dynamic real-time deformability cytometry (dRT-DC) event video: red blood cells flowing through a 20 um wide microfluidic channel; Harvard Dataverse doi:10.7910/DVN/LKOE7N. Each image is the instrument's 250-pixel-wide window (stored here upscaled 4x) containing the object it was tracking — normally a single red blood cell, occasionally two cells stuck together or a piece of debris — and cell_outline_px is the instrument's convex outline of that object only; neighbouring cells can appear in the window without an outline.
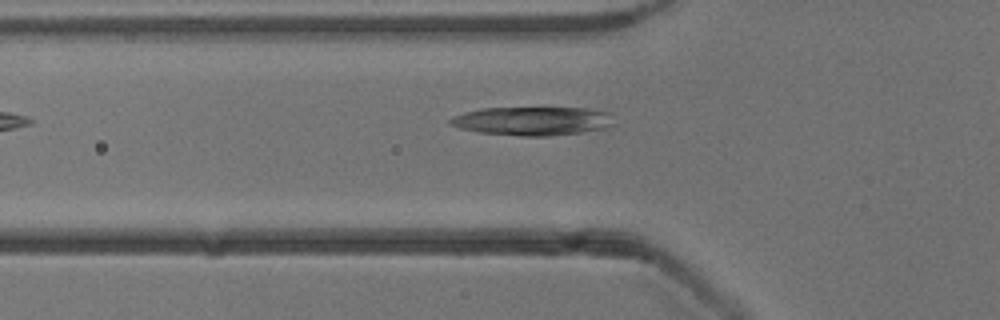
{"species": "common noctule bat (a hibernating species)", "species_latin": "Nyctalus noctula", "temperature_condition": "cold", "stored_images_in_passage": 33, "camera_frame_rate_fps": 3000, "um_per_image_px": 0.085, "animal": {"sex": "male", "body_mass_g": 13.3}, "frame": {"image": 1, "passage_image": 4, "time_ms": 1.0, "image_size_px": [1000, 320], "cell_outline_px": [[612, 124], [604, 128], [580, 132], [548, 136], [520, 136], [476, 132], [460, 128], [452, 124], [448, 120], [452, 116], [464, 112], [480, 108], [588, 108], [608, 112]], "centroid_in_image_um": [45.19, 10.28], "position_along_channel_um": 80.6, "area_um2": 27.17}}
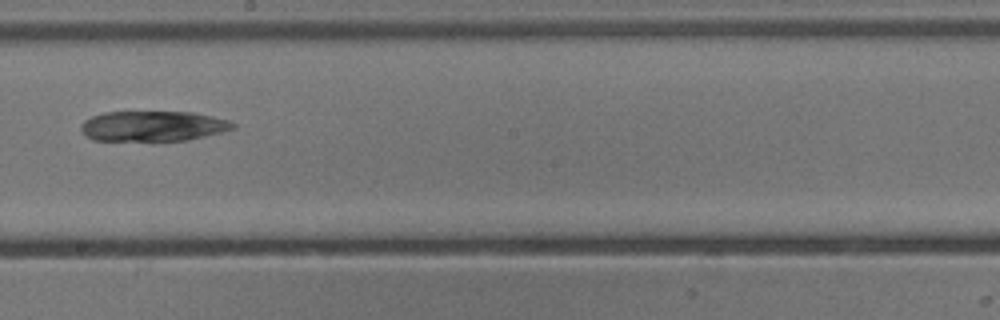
{"frame": {"image": 2, "passage_image": 16, "time_ms": 5.0, "image_size_px": [1000, 320], "cell_outline_px": [[236, 128], [220, 132], [184, 140], [92, 140], [80, 128], [80, 124], [84, 120], [92, 116], [104, 112], [192, 112], [212, 116], [228, 120], [236, 124]], "centroid_in_image_um": [12.99, 10.7], "position_along_channel_um": 235.2, "area_um2": 26.47}}
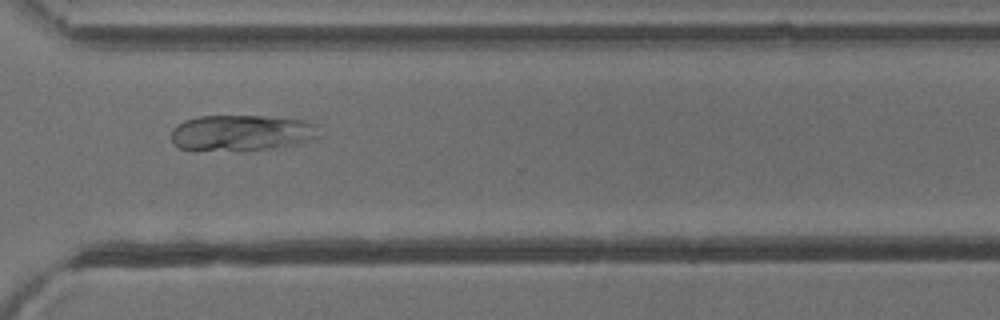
{"frame": {"image": 3, "passage_image": 25, "time_ms": 8.0, "image_size_px": [1000, 320], "cell_outline_px": [[320, 136], [316, 140], [284, 148], [244, 152], [192, 152], [180, 148], [172, 140], [172, 128], [176, 124], [184, 120], [196, 116], [264, 116], [308, 120], [316, 124]], "centroid_in_image_um": [20.57, 11.35], "position_along_channel_um": 350.0, "area_um2": 32.83}, "authors_computed_cell_mechanics": {"area_um2": 28.0908, "velocity_mm_per_s": 3.8413, "shape_relaxation_time_tau1_ms": 8.7795, "shape_relaxation_time_tau2_ms": 3.1862, "deformation_change_tau1": 0.1663, "deformation_change_tau2": 0.0363}}